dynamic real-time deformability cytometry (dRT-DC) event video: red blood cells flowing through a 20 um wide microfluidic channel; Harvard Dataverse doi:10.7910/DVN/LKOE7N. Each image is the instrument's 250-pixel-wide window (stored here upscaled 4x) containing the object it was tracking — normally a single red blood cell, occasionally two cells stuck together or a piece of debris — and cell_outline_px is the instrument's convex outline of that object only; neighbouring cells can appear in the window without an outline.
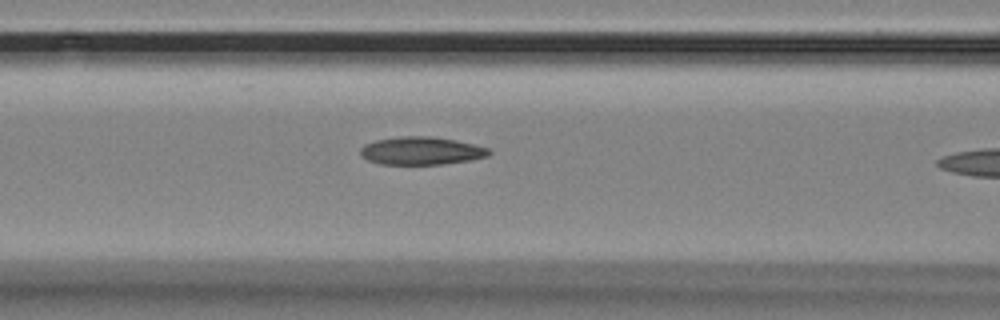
{"species": "Egyptian fruit bat (a non-hibernating species)", "species_latin": "Rousettus aegyptiacus", "temperature_condition": "room temperature", "stored_images_in_passage": 18, "camera_frame_rate_fps": 3000, "um_per_image_px": 0.085, "animal": {"sex": "female"}, "frame": {"image": 1, "passage_image": 13, "time_ms": 4.0, "image_size_px": [1000, 320], "cell_outline_px": [[492, 152], [488, 156], [468, 160], [440, 164], [380, 164], [368, 160], [360, 156], [360, 148], [364, 144], [376, 140], [400, 136], [432, 136], [456, 140], [476, 144], [488, 148]], "centroid_in_image_um": [35.8, 12.81], "position_along_channel_um": 130.8, "area_um2": 20.98}}
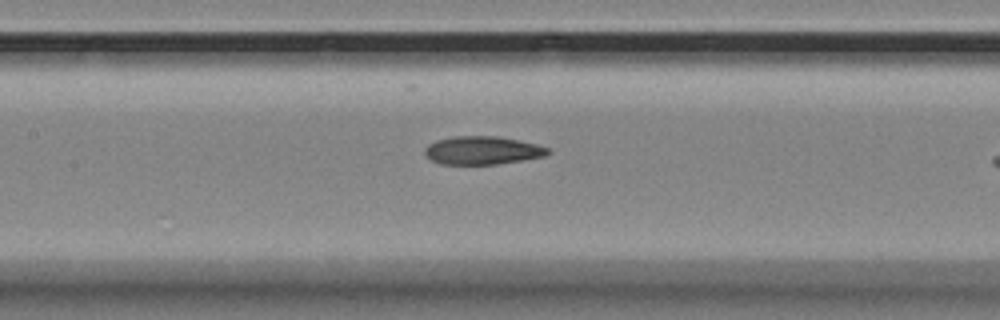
{"frame": {"image": 2, "passage_image": 16, "time_ms": 5.0, "image_size_px": [1000, 320], "cell_outline_px": [[552, 152], [544, 156], [496, 164], [440, 164], [432, 160], [424, 152], [424, 148], [428, 144], [436, 140], [452, 136], [496, 136], [520, 140], [536, 144], [548, 148]], "centroid_in_image_um": [40.99, 12.77], "position_along_channel_um": 166.4, "area_um2": 20.17}}